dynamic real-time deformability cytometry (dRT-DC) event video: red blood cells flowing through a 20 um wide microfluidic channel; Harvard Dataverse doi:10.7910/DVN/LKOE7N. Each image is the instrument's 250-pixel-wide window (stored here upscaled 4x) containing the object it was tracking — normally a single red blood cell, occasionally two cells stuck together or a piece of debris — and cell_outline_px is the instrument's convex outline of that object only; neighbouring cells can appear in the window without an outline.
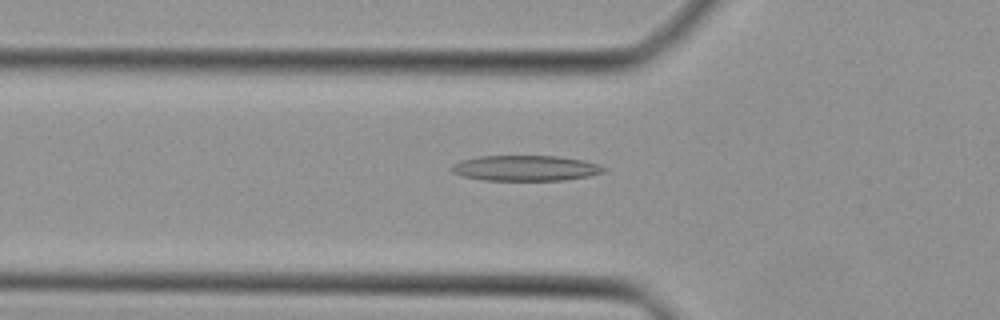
{"species": "Egyptian fruit bat (a non-hibernating species)", "species_latin": "Rousettus aegyptiacus", "temperature_condition": "cold", "stored_images_in_passage": 44, "camera_frame_rate_fps": 3000, "um_per_image_px": 0.085, "animal": {"sex": "female"}, "frame": {"image": 1, "passage_image": 14, "time_ms": 4.333, "image_size_px": [1000, 320], "cell_outline_px": [[608, 168], [604, 172], [588, 176], [564, 180], [484, 180], [464, 176], [452, 172], [448, 168], [452, 164], [460, 160], [480, 156], [556, 156], [584, 160], [600, 164]], "centroid_in_image_um": [44.67, 14.28], "position_along_channel_um": 81.1, "area_um2": 22.72}}
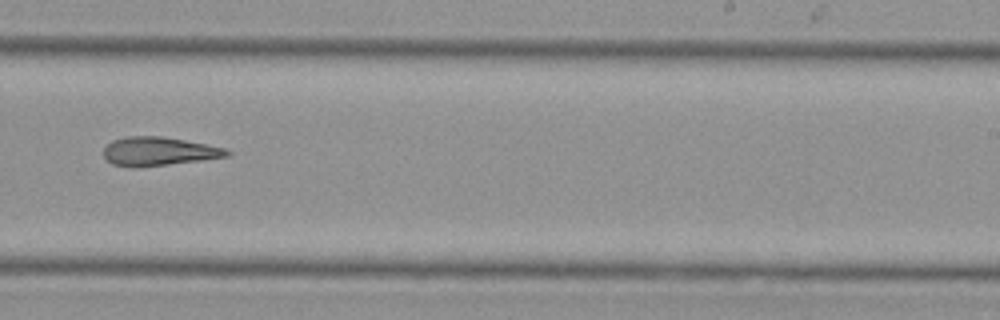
{"frame": {"image": 2, "passage_image": 27, "time_ms": 8.667, "image_size_px": [1000, 320], "cell_outline_px": [[232, 152], [228, 156], [200, 160], [136, 168], [132, 168], [112, 164], [104, 156], [104, 148], [112, 140], [124, 136], [160, 136], [184, 140], [228, 148]], "centroid_in_image_um": [13.48, 12.86], "position_along_channel_um": 275.5, "area_um2": 20.63}}
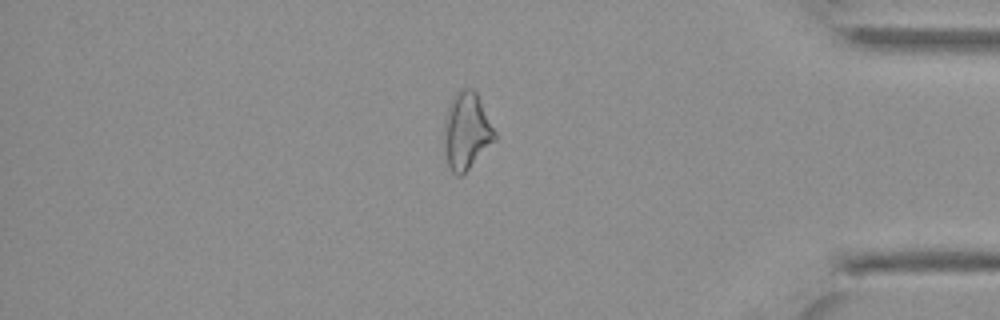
{"frame": {"image": 3, "passage_image": 37, "time_ms": 12.0, "image_size_px": [1000, 320], "cell_outline_px": [[496, 140], [460, 176], [456, 176], [452, 172], [448, 164], [444, 152], [444, 120], [452, 96], [456, 92], [464, 88], [472, 88], [476, 92], [496, 132]], "centroid_in_image_um": [39.64, 11.12], "position_along_channel_um": 395.6, "area_um2": 22.6}}